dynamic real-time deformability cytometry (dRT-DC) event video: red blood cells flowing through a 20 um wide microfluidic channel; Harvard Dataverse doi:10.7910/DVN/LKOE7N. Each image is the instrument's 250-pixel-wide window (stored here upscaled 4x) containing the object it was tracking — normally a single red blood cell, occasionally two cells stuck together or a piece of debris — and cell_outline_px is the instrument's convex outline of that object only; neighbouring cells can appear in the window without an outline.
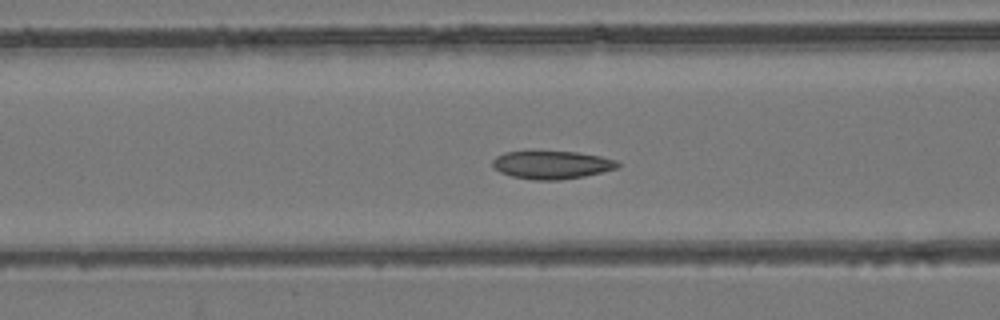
{"species": "common noctule bat (a hibernating species)", "species_latin": "Nyctalus noctula", "temperature_condition": "room temperature", "stored_images_in_passage": 22, "camera_frame_rate_fps": 3000, "um_per_image_px": 0.085, "animal": {"sex": "female", "body_mass_g": 24.6, "forearm_length_mm": 56.2}, "frame": {"image": 1, "passage_image": 8, "time_ms": 2.333, "image_size_px": [1000, 320], "cell_outline_px": [[620, 168], [584, 176], [560, 180], [536, 180], [512, 176], [500, 172], [492, 164], [492, 160], [496, 156], [504, 152], [532, 148], [576, 152], [600, 156], [616, 160], [620, 164]], "centroid_in_image_um": [46.87, 13.96], "position_along_channel_um": 119.7, "area_um2": 21.33}}
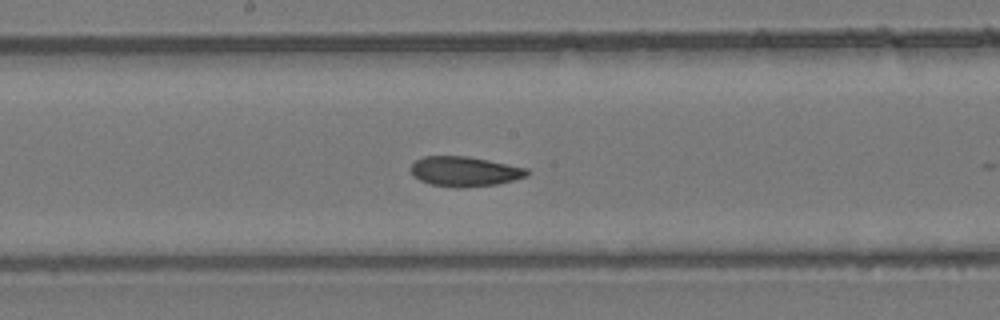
{"frame": {"image": 2, "passage_image": 15, "time_ms": 4.667, "image_size_px": [1000, 320], "cell_outline_px": [[528, 176], [496, 184], [464, 188], [456, 188], [428, 184], [420, 180], [408, 168], [416, 160], [424, 156], [468, 156], [528, 168]], "centroid_in_image_um": [39.48, 14.57], "position_along_channel_um": 208.7, "area_um2": 20.29}}
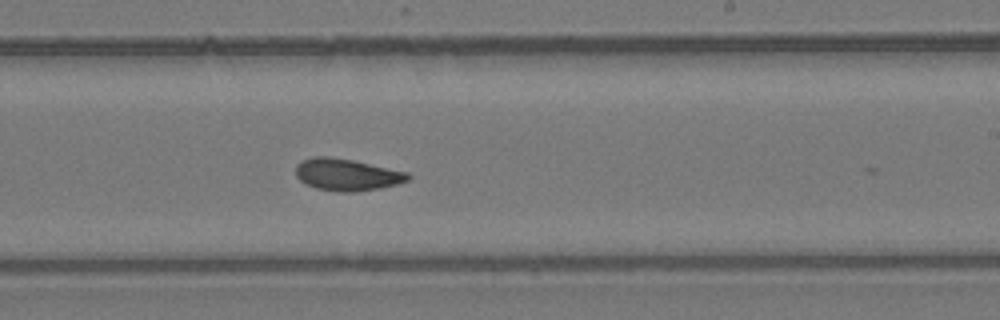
{"frame": {"image": 3, "passage_image": 19, "time_ms": 6.0, "image_size_px": [1000, 320], "cell_outline_px": [[412, 176], [408, 180], [396, 184], [380, 188], [356, 192], [340, 192], [316, 188], [300, 180], [296, 176], [296, 164], [304, 160], [316, 156], [328, 156], [352, 160], [408, 172]], "centroid_in_image_um": [29.5, 14.85], "position_along_channel_um": 259.5, "area_um2": 20.75}}